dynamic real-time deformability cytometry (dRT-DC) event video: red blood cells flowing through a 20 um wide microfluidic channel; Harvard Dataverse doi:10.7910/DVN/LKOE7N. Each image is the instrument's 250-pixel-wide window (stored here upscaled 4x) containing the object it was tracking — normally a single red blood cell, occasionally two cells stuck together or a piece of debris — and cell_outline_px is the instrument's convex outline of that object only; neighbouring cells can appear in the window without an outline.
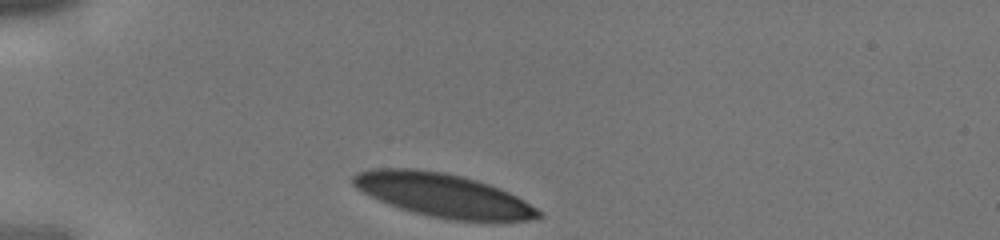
{"species": "human", "species_latin": "Homo sapiens", "temperature_condition": "cold", "stored_images_in_passage": 25, "camera_frame_rate_fps": 3000, "um_per_image_px": 0.085, "donor": {"sex": "male"}, "frame": {"image": 1, "passage_image": 1, "time_ms": 0.0, "image_size_px": [1000, 240], "cell_outline_px": [[544, 216], [536, 220], [452, 220], [412, 212], [388, 204], [356, 188], [352, 184], [352, 176], [356, 172], [372, 168], [412, 168], [444, 172], [476, 180], [500, 188], [524, 200], [544, 212]], "centroid_in_image_um": [37.67, 16.58], "position_along_channel_um": 47.3, "area_um2": 46.76}}
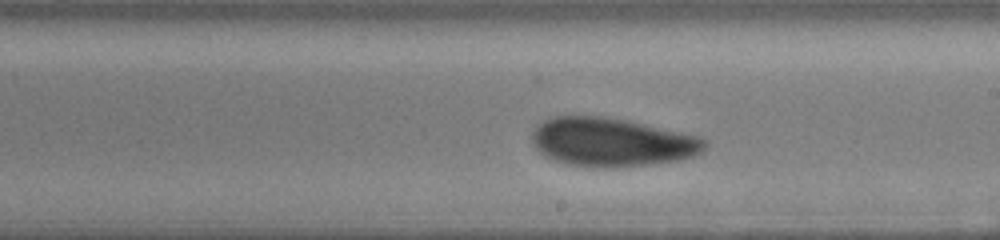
{"frame": {"image": 2, "passage_image": 15, "time_ms": 4.667, "image_size_px": [1000, 240], "cell_outline_px": [[704, 148], [696, 156], [676, 160], [652, 164], [612, 168], [592, 168], [564, 164], [544, 156], [532, 144], [532, 132], [544, 120], [552, 116], [604, 116], [628, 120], [700, 136], [704, 140]], "centroid_in_image_um": [51.96, 12.09], "position_along_channel_um": 237.0, "area_um2": 49.3}}
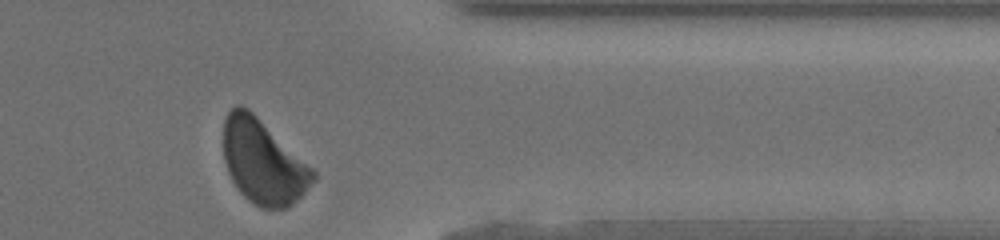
{"frame": {"image": 3, "passage_image": 25, "time_ms": 8.0, "image_size_px": [1000, 240], "cell_outline_px": [[316, 180], [292, 204], [284, 208], [260, 208], [248, 200], [240, 192], [232, 180], [228, 172], [224, 160], [224, 120], [228, 112], [236, 104], [240, 104], [248, 108], [312, 168], [316, 172]], "centroid_in_image_um": [22.35, 13.76], "position_along_channel_um": 389.1, "area_um2": 43.47}}